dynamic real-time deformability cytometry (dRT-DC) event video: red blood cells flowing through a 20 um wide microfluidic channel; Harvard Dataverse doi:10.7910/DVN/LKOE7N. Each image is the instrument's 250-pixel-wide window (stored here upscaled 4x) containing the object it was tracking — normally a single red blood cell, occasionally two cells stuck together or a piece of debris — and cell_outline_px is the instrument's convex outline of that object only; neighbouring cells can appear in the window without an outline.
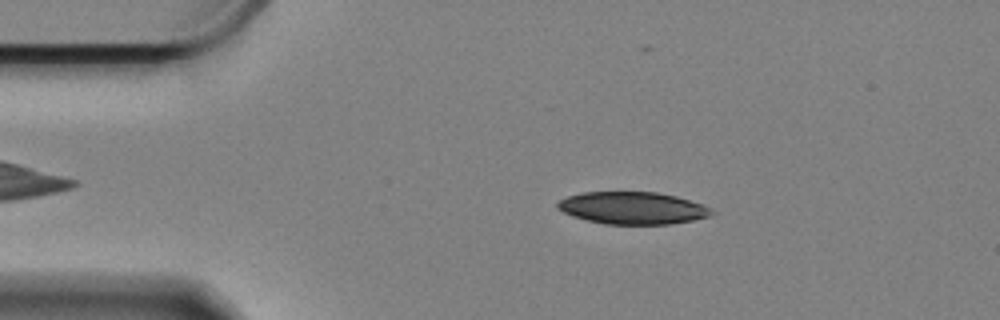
{"species": "Egyptian fruit bat (a non-hibernating species)", "species_latin": "Rousettus aegyptiacus", "temperature_condition": "cold", "stored_images_in_passage": 59, "camera_frame_rate_fps": 3000, "um_per_image_px": 0.085, "animal": {"sex": "female"}, "frame": {"image": 1, "passage_image": 9, "time_ms": 2.667, "image_size_px": [1000, 320], "cell_outline_px": [[716, 212], [708, 216], [692, 220], [668, 224], [604, 224], [572, 216], [556, 208], [556, 204], [560, 200], [568, 196], [584, 192], [656, 192], [676, 196], [700, 204]], "centroid_in_image_um": [53.73, 17.68], "position_along_channel_um": 31.3, "area_um2": 28.67}}
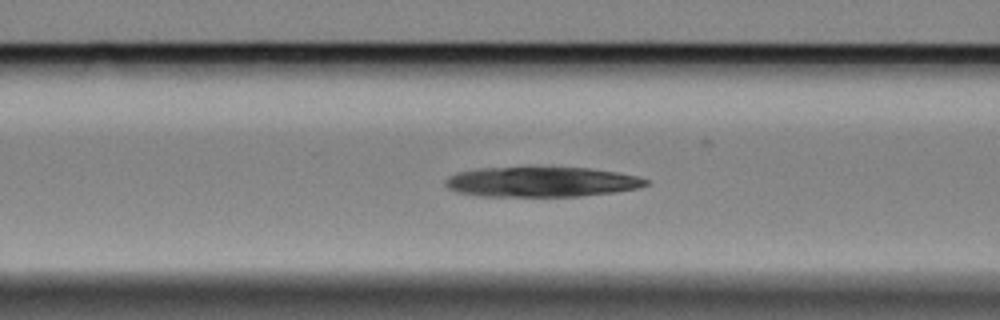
{"frame": {"image": 2, "passage_image": 21, "time_ms": 6.667, "image_size_px": [1000, 320], "cell_outline_px": [[652, 184], [640, 188], [612, 192], [580, 196], [480, 196], [456, 192], [448, 188], [444, 184], [444, 180], [448, 176], [456, 172], [480, 168], [588, 168], [616, 172], [636, 176], [652, 180]], "centroid_in_image_um": [46.03, 15.47], "position_along_channel_um": 120.6, "area_um2": 35.14}}